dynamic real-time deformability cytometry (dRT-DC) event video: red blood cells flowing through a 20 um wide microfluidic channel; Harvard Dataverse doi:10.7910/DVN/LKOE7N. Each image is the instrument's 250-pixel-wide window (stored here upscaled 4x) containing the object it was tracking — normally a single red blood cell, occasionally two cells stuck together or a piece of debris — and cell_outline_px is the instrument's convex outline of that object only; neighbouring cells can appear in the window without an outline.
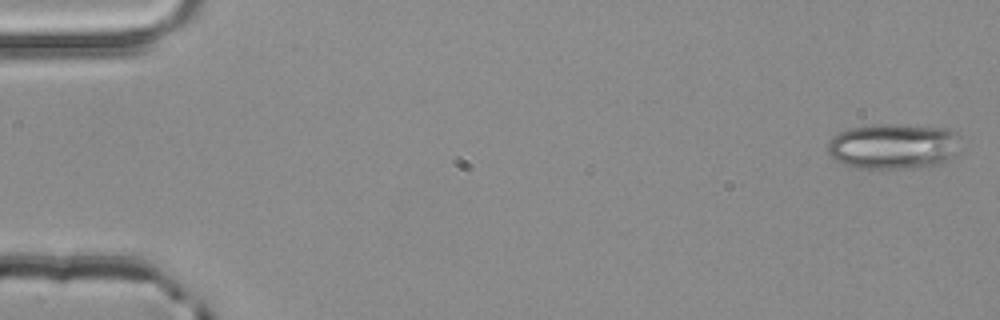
{"species": "common noctule bat (a hibernating species)", "species_latin": "Nyctalus noctula", "temperature_condition": "room temperature", "stored_images_in_passage": 4, "camera_frame_rate_fps": 3000, "um_per_image_px": 0.085, "animal": {"sex": "male", "body_mass_g": 20.4}, "frame": {"image": 1, "passage_image": 1, "time_ms": 0.0, "image_size_px": [1000, 320], "cell_outline_px": [[956, 136], [948, 160], [940, 164], [904, 168], [860, 168], [848, 164], [832, 156], [828, 152], [828, 144], [840, 132], [852, 128], [876, 124], [892, 124], [948, 128], [956, 132]], "centroid_in_image_um": [75.89, 12.42], "position_along_channel_um": 9.1, "area_um2": 33.93}}